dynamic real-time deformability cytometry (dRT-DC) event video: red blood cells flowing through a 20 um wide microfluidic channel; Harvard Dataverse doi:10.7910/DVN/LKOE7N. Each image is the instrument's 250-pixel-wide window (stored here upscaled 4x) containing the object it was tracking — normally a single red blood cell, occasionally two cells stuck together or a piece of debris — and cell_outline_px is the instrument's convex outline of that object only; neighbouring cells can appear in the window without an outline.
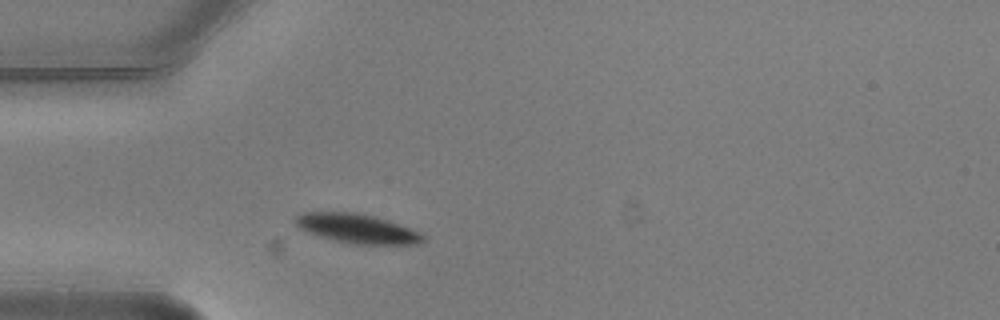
{"species": "common noctule bat (a hibernating species)", "species_latin": "Nyctalus noctula", "temperature_condition": "warm", "stored_images_in_passage": 1, "camera_frame_rate_fps": 3000, "um_per_image_px": 0.085, "animal": {"sex": "male", "body_mass_g": 20.5, "forearm_length_mm": 52.5}, "frame": {"image": 1, "passage_image": 1, "time_ms": 0.0, "image_size_px": [1000, 320], "cell_outline_px": [[428, 236], [420, 244], [352, 244], [332, 240], [308, 232], [300, 228], [292, 220], [296, 216], [304, 212], [352, 212], [372, 216], [388, 220], [420, 232]], "centroid_in_image_um": [30.37, 19.43], "position_along_channel_um": 54.6, "area_um2": 21.79}}